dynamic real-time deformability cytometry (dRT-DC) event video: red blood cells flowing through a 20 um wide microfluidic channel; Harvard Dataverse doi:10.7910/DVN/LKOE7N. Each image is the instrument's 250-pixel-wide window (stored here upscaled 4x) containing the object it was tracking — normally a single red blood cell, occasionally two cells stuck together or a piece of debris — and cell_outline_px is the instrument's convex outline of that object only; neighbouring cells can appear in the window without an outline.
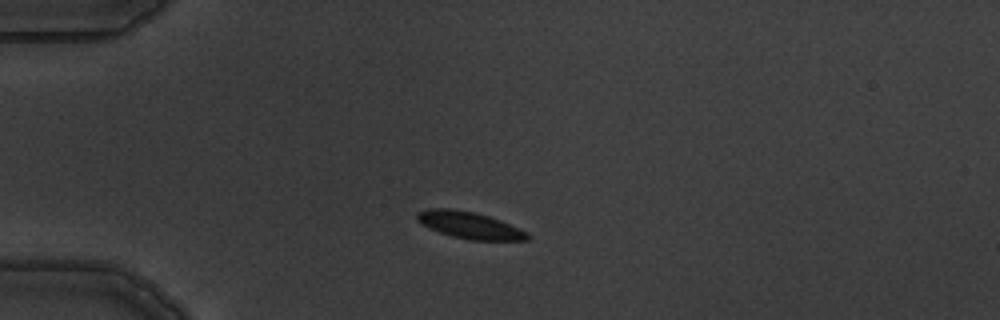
{"species": "common noctule bat (a hibernating species)", "species_latin": "Nyctalus noctula", "temperature_condition": "warm", "stored_images_in_passage": 6, "camera_frame_rate_fps": 3000, "um_per_image_px": 0.085, "animal": {"sex": "male", "body_mass_g": 19.5, "forearm_length_mm": 54.6}, "frame": {"image": 1, "passage_image": 2, "time_ms": 1.333, "image_size_px": [1000, 320], "cell_outline_px": [[528, 240], [472, 240], [452, 236], [428, 228], [420, 224], [416, 220], [416, 212], [428, 208], [448, 208], [472, 212], [488, 216], [500, 220], [528, 232]], "centroid_in_image_um": [39.85, 19.13], "position_along_channel_um": 45.1, "area_um2": 17.17}}
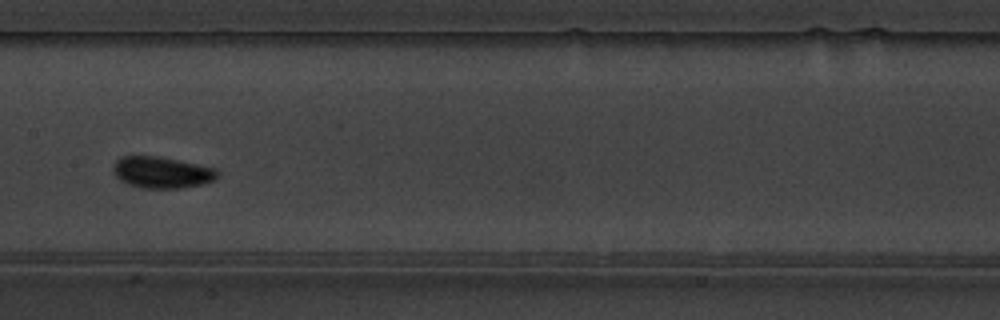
{"frame": {"image": 2, "passage_image": 6, "time_ms": 6.0, "image_size_px": [1000, 320], "cell_outline_px": [[220, 176], [212, 180], [200, 184], [180, 188], [140, 188], [128, 184], [120, 180], [116, 176], [112, 168], [116, 160], [120, 156], [156, 156], [216, 168], [220, 172]], "centroid_in_image_um": [13.74, 14.65], "position_along_channel_um": 193.7, "area_um2": 19.02}}